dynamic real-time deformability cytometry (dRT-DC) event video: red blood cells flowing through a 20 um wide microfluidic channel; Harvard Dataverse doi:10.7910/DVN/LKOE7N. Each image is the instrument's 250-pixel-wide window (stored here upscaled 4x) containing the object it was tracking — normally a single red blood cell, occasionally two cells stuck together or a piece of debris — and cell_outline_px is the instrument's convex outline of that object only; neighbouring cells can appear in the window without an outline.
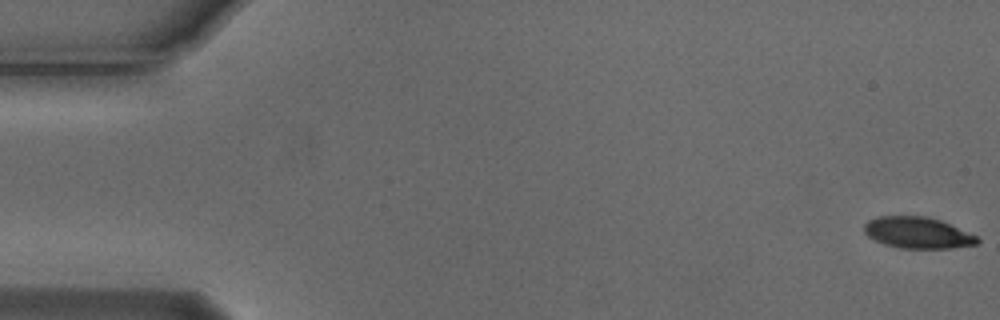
{"species": "Egyptian fruit bat (a non-hibernating species)", "species_latin": "Rousettus aegyptiacus", "temperature_condition": "cold", "stored_images_in_passage": 8, "camera_frame_rate_fps": 3000, "um_per_image_px": 0.085, "animal": {"sex": "male"}, "frame": {"image": 1, "passage_image": 1, "time_ms": 0.0, "image_size_px": [1000, 320], "cell_outline_px": [[980, 240], [976, 244], [952, 248], [900, 248], [884, 244], [868, 236], [864, 232], [864, 224], [868, 220], [876, 216], [924, 216], [940, 220], [976, 236]], "centroid_in_image_um": [77.96, 19.78], "position_along_channel_um": 7.0, "area_um2": 20.46}}
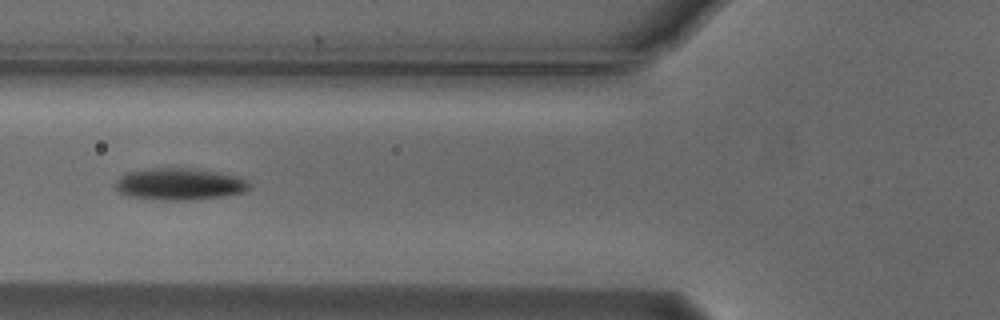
{"frame": {"image": 2, "passage_image": 6, "time_ms": 1.667, "image_size_px": [1000, 320], "cell_outline_px": [[248, 188], [244, 192], [228, 196], [192, 200], [152, 200], [128, 196], [120, 192], [116, 188], [116, 180], [120, 176], [128, 172], [152, 168], [188, 168], [216, 172], [236, 176], [248, 180]], "centroid_in_image_um": [15.24, 15.66], "position_along_channel_um": 110.6, "area_um2": 24.91}}
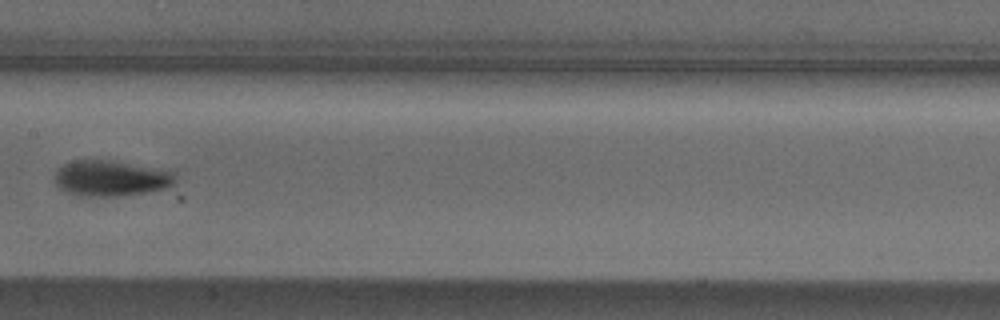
{"frame": {"image": 3, "passage_image": 8, "time_ms": 2.333, "image_size_px": [1000, 320], "cell_outline_px": [[176, 180], [168, 188], [120, 196], [76, 196], [60, 188], [52, 180], [56, 172], [64, 164], [76, 160], [100, 160], [176, 172]], "centroid_in_image_um": [9.38, 15.18], "position_along_channel_um": 198.0, "area_um2": 24.62}}